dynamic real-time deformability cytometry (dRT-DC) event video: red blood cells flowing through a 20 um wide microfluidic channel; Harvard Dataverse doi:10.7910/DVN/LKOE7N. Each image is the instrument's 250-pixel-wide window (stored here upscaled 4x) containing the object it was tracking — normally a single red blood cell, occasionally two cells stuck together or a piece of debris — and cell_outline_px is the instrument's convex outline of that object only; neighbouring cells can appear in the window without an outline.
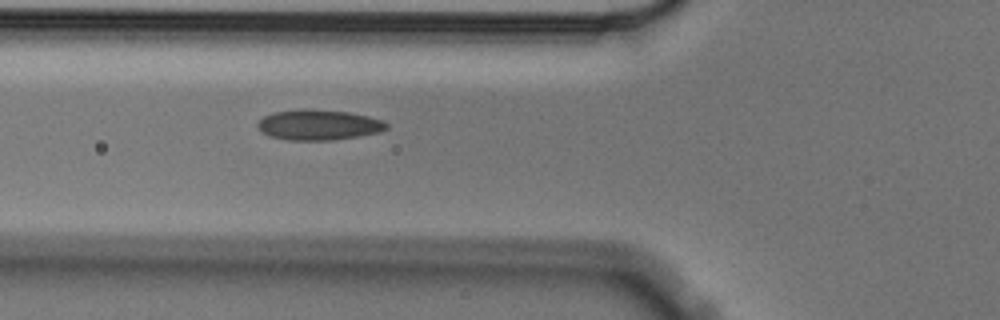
{"species": "Egyptian fruit bat (a non-hibernating species)", "species_latin": "Rousettus aegyptiacus", "temperature_condition": "cold", "stored_images_in_passage": 3, "camera_frame_rate_fps": 3000, "um_per_image_px": 0.085, "animal": {"sex": "male"}, "frame": {"image": 1, "passage_image": 3, "time_ms": 0.667, "image_size_px": [1000, 320], "cell_outline_px": [[388, 128], [380, 132], [360, 136], [332, 140], [288, 140], [268, 136], [260, 132], [256, 124], [264, 116], [272, 112], [304, 108], [348, 112], [368, 116], [380, 120], [388, 124]], "centroid_in_image_um": [27.04, 10.61], "position_along_channel_um": 98.8, "area_um2": 23.0}}